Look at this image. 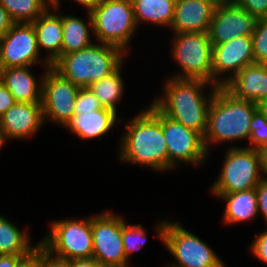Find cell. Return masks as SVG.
Listing matches in <instances>:
<instances>
[{
	"label": "cell",
	"mask_w": 267,
	"mask_h": 267,
	"mask_svg": "<svg viewBox=\"0 0 267 267\" xmlns=\"http://www.w3.org/2000/svg\"><path fill=\"white\" fill-rule=\"evenodd\" d=\"M236 3L257 19L267 18V0H236Z\"/></svg>",
	"instance_id": "obj_32"
},
{
	"label": "cell",
	"mask_w": 267,
	"mask_h": 267,
	"mask_svg": "<svg viewBox=\"0 0 267 267\" xmlns=\"http://www.w3.org/2000/svg\"><path fill=\"white\" fill-rule=\"evenodd\" d=\"M162 131L168 148V170L184 163L201 166L208 158L203 137L163 113Z\"/></svg>",
	"instance_id": "obj_11"
},
{
	"label": "cell",
	"mask_w": 267,
	"mask_h": 267,
	"mask_svg": "<svg viewBox=\"0 0 267 267\" xmlns=\"http://www.w3.org/2000/svg\"><path fill=\"white\" fill-rule=\"evenodd\" d=\"M32 255H2L0 267H21Z\"/></svg>",
	"instance_id": "obj_36"
},
{
	"label": "cell",
	"mask_w": 267,
	"mask_h": 267,
	"mask_svg": "<svg viewBox=\"0 0 267 267\" xmlns=\"http://www.w3.org/2000/svg\"><path fill=\"white\" fill-rule=\"evenodd\" d=\"M257 105L258 109L265 115V118L267 119V97L259 101Z\"/></svg>",
	"instance_id": "obj_42"
},
{
	"label": "cell",
	"mask_w": 267,
	"mask_h": 267,
	"mask_svg": "<svg viewBox=\"0 0 267 267\" xmlns=\"http://www.w3.org/2000/svg\"><path fill=\"white\" fill-rule=\"evenodd\" d=\"M95 41L129 49L130 40L137 31L133 4L129 0H103L92 12Z\"/></svg>",
	"instance_id": "obj_7"
},
{
	"label": "cell",
	"mask_w": 267,
	"mask_h": 267,
	"mask_svg": "<svg viewBox=\"0 0 267 267\" xmlns=\"http://www.w3.org/2000/svg\"><path fill=\"white\" fill-rule=\"evenodd\" d=\"M41 53L33 24L14 23L0 38V69L33 66L38 61L43 63L44 68H50L46 58H41Z\"/></svg>",
	"instance_id": "obj_12"
},
{
	"label": "cell",
	"mask_w": 267,
	"mask_h": 267,
	"mask_svg": "<svg viewBox=\"0 0 267 267\" xmlns=\"http://www.w3.org/2000/svg\"><path fill=\"white\" fill-rule=\"evenodd\" d=\"M132 4L137 26L145 22L170 28L176 0H135Z\"/></svg>",
	"instance_id": "obj_25"
},
{
	"label": "cell",
	"mask_w": 267,
	"mask_h": 267,
	"mask_svg": "<svg viewBox=\"0 0 267 267\" xmlns=\"http://www.w3.org/2000/svg\"><path fill=\"white\" fill-rule=\"evenodd\" d=\"M79 89L52 67L45 68L41 98L44 121L50 120L64 127L74 114Z\"/></svg>",
	"instance_id": "obj_13"
},
{
	"label": "cell",
	"mask_w": 267,
	"mask_h": 267,
	"mask_svg": "<svg viewBox=\"0 0 267 267\" xmlns=\"http://www.w3.org/2000/svg\"><path fill=\"white\" fill-rule=\"evenodd\" d=\"M5 140L3 138V134H2V130L0 128V149L2 148V146L5 144Z\"/></svg>",
	"instance_id": "obj_45"
},
{
	"label": "cell",
	"mask_w": 267,
	"mask_h": 267,
	"mask_svg": "<svg viewBox=\"0 0 267 267\" xmlns=\"http://www.w3.org/2000/svg\"><path fill=\"white\" fill-rule=\"evenodd\" d=\"M163 95L151 101L165 116L179 122L188 129L206 133L208 110L218 86L202 79L170 77L165 80ZM210 87L206 96L205 87Z\"/></svg>",
	"instance_id": "obj_2"
},
{
	"label": "cell",
	"mask_w": 267,
	"mask_h": 267,
	"mask_svg": "<svg viewBox=\"0 0 267 267\" xmlns=\"http://www.w3.org/2000/svg\"><path fill=\"white\" fill-rule=\"evenodd\" d=\"M15 23L34 22L51 4L50 0H0Z\"/></svg>",
	"instance_id": "obj_27"
},
{
	"label": "cell",
	"mask_w": 267,
	"mask_h": 267,
	"mask_svg": "<svg viewBox=\"0 0 267 267\" xmlns=\"http://www.w3.org/2000/svg\"><path fill=\"white\" fill-rule=\"evenodd\" d=\"M13 95L7 87L0 82V117L15 104Z\"/></svg>",
	"instance_id": "obj_37"
},
{
	"label": "cell",
	"mask_w": 267,
	"mask_h": 267,
	"mask_svg": "<svg viewBox=\"0 0 267 267\" xmlns=\"http://www.w3.org/2000/svg\"><path fill=\"white\" fill-rule=\"evenodd\" d=\"M103 0H75V2L79 3V5H82V7L85 9L86 12H92ZM50 4L52 7H59L61 6L60 0H50Z\"/></svg>",
	"instance_id": "obj_39"
},
{
	"label": "cell",
	"mask_w": 267,
	"mask_h": 267,
	"mask_svg": "<svg viewBox=\"0 0 267 267\" xmlns=\"http://www.w3.org/2000/svg\"><path fill=\"white\" fill-rule=\"evenodd\" d=\"M59 8L50 5L32 22L39 50L49 52L45 58L51 66L62 55L63 28Z\"/></svg>",
	"instance_id": "obj_19"
},
{
	"label": "cell",
	"mask_w": 267,
	"mask_h": 267,
	"mask_svg": "<svg viewBox=\"0 0 267 267\" xmlns=\"http://www.w3.org/2000/svg\"><path fill=\"white\" fill-rule=\"evenodd\" d=\"M86 15L89 18L88 21L78 16L62 14V55L79 51L95 43L89 33L93 32L92 16L90 12H87Z\"/></svg>",
	"instance_id": "obj_23"
},
{
	"label": "cell",
	"mask_w": 267,
	"mask_h": 267,
	"mask_svg": "<svg viewBox=\"0 0 267 267\" xmlns=\"http://www.w3.org/2000/svg\"><path fill=\"white\" fill-rule=\"evenodd\" d=\"M49 228V233L39 242L50 256L63 261L93 256L91 217L59 219Z\"/></svg>",
	"instance_id": "obj_6"
},
{
	"label": "cell",
	"mask_w": 267,
	"mask_h": 267,
	"mask_svg": "<svg viewBox=\"0 0 267 267\" xmlns=\"http://www.w3.org/2000/svg\"><path fill=\"white\" fill-rule=\"evenodd\" d=\"M170 51L181 71L175 78L202 79L212 83L213 45L208 32L174 33Z\"/></svg>",
	"instance_id": "obj_9"
},
{
	"label": "cell",
	"mask_w": 267,
	"mask_h": 267,
	"mask_svg": "<svg viewBox=\"0 0 267 267\" xmlns=\"http://www.w3.org/2000/svg\"><path fill=\"white\" fill-rule=\"evenodd\" d=\"M257 18L237 3L216 6L209 28L212 45H220L240 36H251Z\"/></svg>",
	"instance_id": "obj_15"
},
{
	"label": "cell",
	"mask_w": 267,
	"mask_h": 267,
	"mask_svg": "<svg viewBox=\"0 0 267 267\" xmlns=\"http://www.w3.org/2000/svg\"><path fill=\"white\" fill-rule=\"evenodd\" d=\"M155 230L166 249L176 259L167 267H227L206 242L186 230L181 223L160 221Z\"/></svg>",
	"instance_id": "obj_5"
},
{
	"label": "cell",
	"mask_w": 267,
	"mask_h": 267,
	"mask_svg": "<svg viewBox=\"0 0 267 267\" xmlns=\"http://www.w3.org/2000/svg\"><path fill=\"white\" fill-rule=\"evenodd\" d=\"M127 53L120 48L98 42L79 51L61 55L52 68L80 88L114 72L125 60Z\"/></svg>",
	"instance_id": "obj_4"
},
{
	"label": "cell",
	"mask_w": 267,
	"mask_h": 267,
	"mask_svg": "<svg viewBox=\"0 0 267 267\" xmlns=\"http://www.w3.org/2000/svg\"><path fill=\"white\" fill-rule=\"evenodd\" d=\"M118 115L108 108L97 109L91 112H81L73 114L71 119L64 126L65 129L77 135L81 140L94 138L101 139L113 127L121 123ZM118 122V124L116 123Z\"/></svg>",
	"instance_id": "obj_20"
},
{
	"label": "cell",
	"mask_w": 267,
	"mask_h": 267,
	"mask_svg": "<svg viewBox=\"0 0 267 267\" xmlns=\"http://www.w3.org/2000/svg\"><path fill=\"white\" fill-rule=\"evenodd\" d=\"M247 141H249L247 148L252 149H257L267 143V119L259 109L251 120L250 136Z\"/></svg>",
	"instance_id": "obj_30"
},
{
	"label": "cell",
	"mask_w": 267,
	"mask_h": 267,
	"mask_svg": "<svg viewBox=\"0 0 267 267\" xmlns=\"http://www.w3.org/2000/svg\"><path fill=\"white\" fill-rule=\"evenodd\" d=\"M31 66L0 69V82L3 83L16 102H41L42 82H37L30 70Z\"/></svg>",
	"instance_id": "obj_21"
},
{
	"label": "cell",
	"mask_w": 267,
	"mask_h": 267,
	"mask_svg": "<svg viewBox=\"0 0 267 267\" xmlns=\"http://www.w3.org/2000/svg\"><path fill=\"white\" fill-rule=\"evenodd\" d=\"M223 87L234 97L257 104L267 97V65L245 66Z\"/></svg>",
	"instance_id": "obj_18"
},
{
	"label": "cell",
	"mask_w": 267,
	"mask_h": 267,
	"mask_svg": "<svg viewBox=\"0 0 267 267\" xmlns=\"http://www.w3.org/2000/svg\"><path fill=\"white\" fill-rule=\"evenodd\" d=\"M251 37L254 63L267 65V18L257 20Z\"/></svg>",
	"instance_id": "obj_29"
},
{
	"label": "cell",
	"mask_w": 267,
	"mask_h": 267,
	"mask_svg": "<svg viewBox=\"0 0 267 267\" xmlns=\"http://www.w3.org/2000/svg\"><path fill=\"white\" fill-rule=\"evenodd\" d=\"M102 108L103 105L88 87L79 89L75 101L74 114H81V112H91Z\"/></svg>",
	"instance_id": "obj_31"
},
{
	"label": "cell",
	"mask_w": 267,
	"mask_h": 267,
	"mask_svg": "<svg viewBox=\"0 0 267 267\" xmlns=\"http://www.w3.org/2000/svg\"><path fill=\"white\" fill-rule=\"evenodd\" d=\"M259 155L261 172L264 179H267V143L256 149Z\"/></svg>",
	"instance_id": "obj_41"
},
{
	"label": "cell",
	"mask_w": 267,
	"mask_h": 267,
	"mask_svg": "<svg viewBox=\"0 0 267 267\" xmlns=\"http://www.w3.org/2000/svg\"><path fill=\"white\" fill-rule=\"evenodd\" d=\"M257 110L256 103L236 98L223 86L218 87L211 99L203 136L208 154L211 145L248 139L251 120Z\"/></svg>",
	"instance_id": "obj_3"
},
{
	"label": "cell",
	"mask_w": 267,
	"mask_h": 267,
	"mask_svg": "<svg viewBox=\"0 0 267 267\" xmlns=\"http://www.w3.org/2000/svg\"><path fill=\"white\" fill-rule=\"evenodd\" d=\"M250 248L256 258L267 264V229L257 234Z\"/></svg>",
	"instance_id": "obj_34"
},
{
	"label": "cell",
	"mask_w": 267,
	"mask_h": 267,
	"mask_svg": "<svg viewBox=\"0 0 267 267\" xmlns=\"http://www.w3.org/2000/svg\"><path fill=\"white\" fill-rule=\"evenodd\" d=\"M36 261V267H67V262L50 256L45 250L39 247L32 255Z\"/></svg>",
	"instance_id": "obj_33"
},
{
	"label": "cell",
	"mask_w": 267,
	"mask_h": 267,
	"mask_svg": "<svg viewBox=\"0 0 267 267\" xmlns=\"http://www.w3.org/2000/svg\"><path fill=\"white\" fill-rule=\"evenodd\" d=\"M212 59V84L222 87L245 66L254 64L252 37L240 36L214 45Z\"/></svg>",
	"instance_id": "obj_14"
},
{
	"label": "cell",
	"mask_w": 267,
	"mask_h": 267,
	"mask_svg": "<svg viewBox=\"0 0 267 267\" xmlns=\"http://www.w3.org/2000/svg\"><path fill=\"white\" fill-rule=\"evenodd\" d=\"M220 174L210 187L212 194H228L256 188L264 178L256 149L230 146Z\"/></svg>",
	"instance_id": "obj_8"
},
{
	"label": "cell",
	"mask_w": 267,
	"mask_h": 267,
	"mask_svg": "<svg viewBox=\"0 0 267 267\" xmlns=\"http://www.w3.org/2000/svg\"><path fill=\"white\" fill-rule=\"evenodd\" d=\"M21 231L15 223L0 214V253L2 255H33L40 242L32 246L29 232Z\"/></svg>",
	"instance_id": "obj_24"
},
{
	"label": "cell",
	"mask_w": 267,
	"mask_h": 267,
	"mask_svg": "<svg viewBox=\"0 0 267 267\" xmlns=\"http://www.w3.org/2000/svg\"><path fill=\"white\" fill-rule=\"evenodd\" d=\"M212 2L215 6H220V5H229L236 3V0H208Z\"/></svg>",
	"instance_id": "obj_43"
},
{
	"label": "cell",
	"mask_w": 267,
	"mask_h": 267,
	"mask_svg": "<svg viewBox=\"0 0 267 267\" xmlns=\"http://www.w3.org/2000/svg\"><path fill=\"white\" fill-rule=\"evenodd\" d=\"M15 22L0 3V38H2Z\"/></svg>",
	"instance_id": "obj_38"
},
{
	"label": "cell",
	"mask_w": 267,
	"mask_h": 267,
	"mask_svg": "<svg viewBox=\"0 0 267 267\" xmlns=\"http://www.w3.org/2000/svg\"><path fill=\"white\" fill-rule=\"evenodd\" d=\"M93 258L105 267H130L122 242V215L104 211L91 216Z\"/></svg>",
	"instance_id": "obj_10"
},
{
	"label": "cell",
	"mask_w": 267,
	"mask_h": 267,
	"mask_svg": "<svg viewBox=\"0 0 267 267\" xmlns=\"http://www.w3.org/2000/svg\"><path fill=\"white\" fill-rule=\"evenodd\" d=\"M67 262V267H105L100 265L93 257L72 259Z\"/></svg>",
	"instance_id": "obj_40"
},
{
	"label": "cell",
	"mask_w": 267,
	"mask_h": 267,
	"mask_svg": "<svg viewBox=\"0 0 267 267\" xmlns=\"http://www.w3.org/2000/svg\"><path fill=\"white\" fill-rule=\"evenodd\" d=\"M258 213L261 214L267 226V179H262L256 187Z\"/></svg>",
	"instance_id": "obj_35"
},
{
	"label": "cell",
	"mask_w": 267,
	"mask_h": 267,
	"mask_svg": "<svg viewBox=\"0 0 267 267\" xmlns=\"http://www.w3.org/2000/svg\"><path fill=\"white\" fill-rule=\"evenodd\" d=\"M146 240V231L141 224L129 225L122 217V242L128 261H130V255L140 250L146 243Z\"/></svg>",
	"instance_id": "obj_28"
},
{
	"label": "cell",
	"mask_w": 267,
	"mask_h": 267,
	"mask_svg": "<svg viewBox=\"0 0 267 267\" xmlns=\"http://www.w3.org/2000/svg\"><path fill=\"white\" fill-rule=\"evenodd\" d=\"M21 267H36V261L31 257Z\"/></svg>",
	"instance_id": "obj_44"
},
{
	"label": "cell",
	"mask_w": 267,
	"mask_h": 267,
	"mask_svg": "<svg viewBox=\"0 0 267 267\" xmlns=\"http://www.w3.org/2000/svg\"><path fill=\"white\" fill-rule=\"evenodd\" d=\"M122 66L123 64L110 75L93 82L88 87L104 108L111 109L115 113L118 112L116 105L119 101L121 102L124 93V80L121 77Z\"/></svg>",
	"instance_id": "obj_26"
},
{
	"label": "cell",
	"mask_w": 267,
	"mask_h": 267,
	"mask_svg": "<svg viewBox=\"0 0 267 267\" xmlns=\"http://www.w3.org/2000/svg\"><path fill=\"white\" fill-rule=\"evenodd\" d=\"M125 125L119 159L167 172L168 148L162 131V112L151 102Z\"/></svg>",
	"instance_id": "obj_1"
},
{
	"label": "cell",
	"mask_w": 267,
	"mask_h": 267,
	"mask_svg": "<svg viewBox=\"0 0 267 267\" xmlns=\"http://www.w3.org/2000/svg\"><path fill=\"white\" fill-rule=\"evenodd\" d=\"M225 201L223 222L227 225L253 221L258 217L256 188L228 194H213Z\"/></svg>",
	"instance_id": "obj_22"
},
{
	"label": "cell",
	"mask_w": 267,
	"mask_h": 267,
	"mask_svg": "<svg viewBox=\"0 0 267 267\" xmlns=\"http://www.w3.org/2000/svg\"><path fill=\"white\" fill-rule=\"evenodd\" d=\"M45 123L41 102H15L1 117L3 138L23 140L34 136Z\"/></svg>",
	"instance_id": "obj_16"
},
{
	"label": "cell",
	"mask_w": 267,
	"mask_h": 267,
	"mask_svg": "<svg viewBox=\"0 0 267 267\" xmlns=\"http://www.w3.org/2000/svg\"><path fill=\"white\" fill-rule=\"evenodd\" d=\"M215 8L208 0H176L171 31L208 32Z\"/></svg>",
	"instance_id": "obj_17"
}]
</instances>
